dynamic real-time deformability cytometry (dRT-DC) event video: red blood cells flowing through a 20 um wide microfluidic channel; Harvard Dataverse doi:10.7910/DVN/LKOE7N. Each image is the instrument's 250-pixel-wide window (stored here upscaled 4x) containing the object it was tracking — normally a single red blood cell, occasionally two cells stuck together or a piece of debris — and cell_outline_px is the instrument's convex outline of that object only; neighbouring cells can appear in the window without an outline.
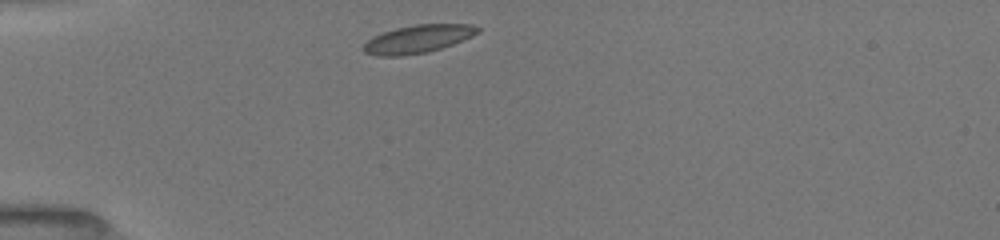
{"species": "common noctule bat (a hibernating species)", "species_latin": "Nyctalus noctula", "temperature_condition": "room temperature", "stored_images_in_passage": 38, "camera_frame_rate_fps": 3000, "um_per_image_px": 0.085, "animal": {"sex": "female", "body_mass_g": 19.5, "forearm_length_mm": 54.1}, "frame": {"image": 1, "passage_image": 1, "time_ms": 0.0, "image_size_px": [1000, 240], "cell_outline_px": [[480, 32], [472, 36], [452, 44], [428, 52], [400, 56], [376, 56], [364, 52], [360, 48], [372, 36], [396, 28], [416, 24], [472, 24], [480, 28]], "centroid_in_image_um": [35.5, 3.31], "position_along_channel_um": 49.5, "area_um2": 18.67}}
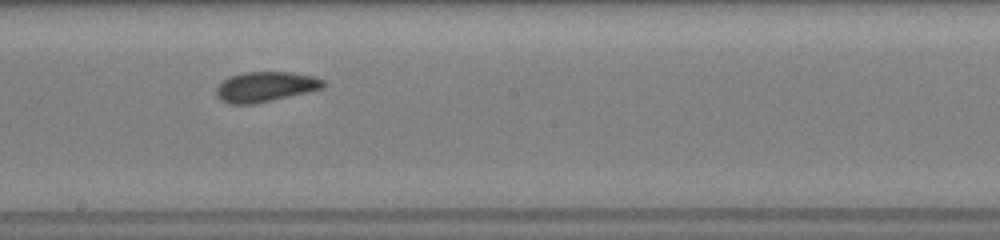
{"frame": {"image": 2, "passage_image": 16, "time_ms": 5.0, "image_size_px": [1000, 240], "cell_outline_px": [[328, 84], [324, 88], [308, 92], [272, 100], [252, 104], [228, 104], [220, 100], [216, 96], [216, 88], [224, 80], [232, 76], [244, 72], [292, 72], [316, 76], [324, 80]], "centroid_in_image_um": [22.61, 7.37], "position_along_channel_um": 225.6, "area_um2": 18.9}}
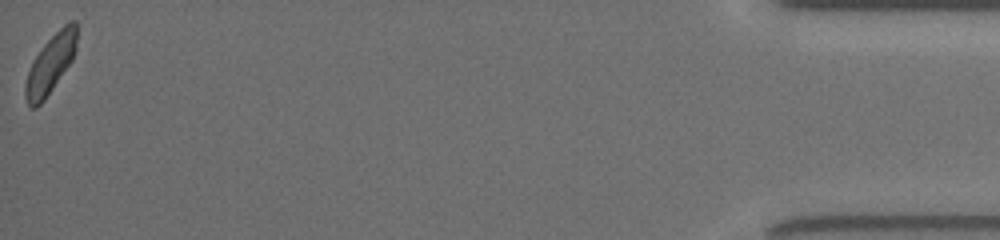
{"frame": {"image": 3, "passage_image": 38, "time_ms": 12.333, "image_size_px": [1000, 240], "cell_outline_px": [[76, 52], [72, 60], [44, 100], [36, 108], [32, 108], [28, 104], [24, 96], [24, 84], [28, 72], [36, 56], [44, 44], [64, 24], [72, 20], [76, 20]], "centroid_in_image_um": [4.29, 5.45], "position_along_channel_um": 430.9, "area_um2": 17.28}, "authors_computed_cell_mechanics": {"area_um2": 18.207, "velocity_mm_per_s": 3.9764, "shape_relaxation_time_tau1_ms": 3.2575, "shape_relaxation_time_tau2_ms": 1.0855, "deformation_change_tau1": 0.1123, "deformation_change_tau2": 0.0573}}